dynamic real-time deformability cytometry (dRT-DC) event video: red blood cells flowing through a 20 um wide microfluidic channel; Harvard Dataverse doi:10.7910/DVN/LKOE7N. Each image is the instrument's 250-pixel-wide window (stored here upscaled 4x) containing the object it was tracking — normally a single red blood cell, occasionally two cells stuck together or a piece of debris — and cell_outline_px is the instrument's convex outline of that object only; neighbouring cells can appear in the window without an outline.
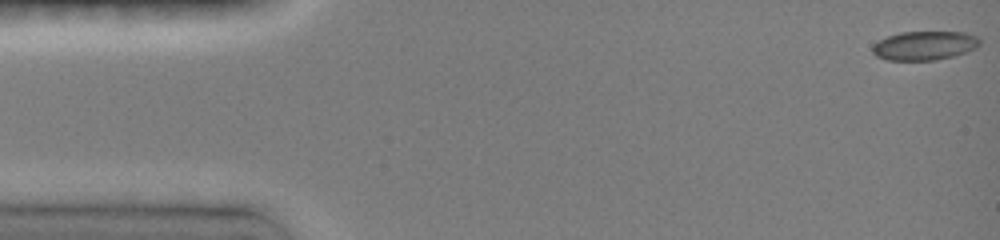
{"species": "common noctule bat (a hibernating species)", "species_latin": "Nyctalus noctula", "temperature_condition": "room temperature", "stored_images_in_passage": 50, "camera_frame_rate_fps": 3000, "um_per_image_px": 0.085, "animal": {"sex": "female", "body_mass_g": 19.0, "forearm_length_mm": 51.5}, "frame": {"image": 1, "passage_image": 1, "time_ms": 0.0, "image_size_px": [1000, 240], "cell_outline_px": [[980, 44], [976, 48], [968, 52], [936, 60], [888, 60], [876, 56], [872, 52], [872, 44], [888, 36], [900, 32], [964, 32], [976, 36], [980, 40]], "centroid_in_image_um": [78.58, 3.88], "position_along_channel_um": 6.4, "area_um2": 18.15}}
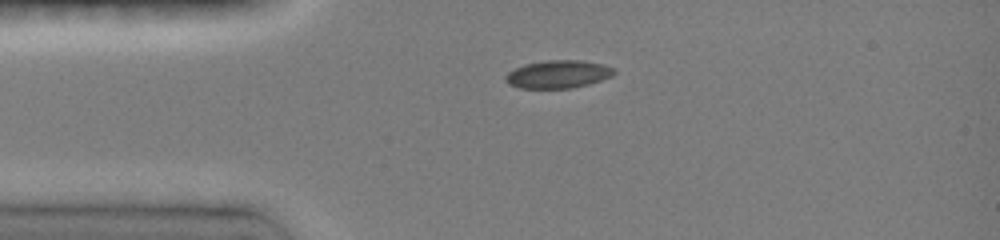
{"frame": {"image": 2, "passage_image": 22, "time_ms": 3.333, "image_size_px": [1000, 240], "cell_outline_px": [[616, 72], [612, 76], [588, 84], [572, 88], [520, 88], [508, 84], [504, 80], [504, 76], [508, 72], [524, 64], [548, 60], [580, 60], [604, 64], [616, 68]], "centroid_in_image_um": [47.44, 6.3], "position_along_channel_um": 37.6, "area_um2": 17.74}}
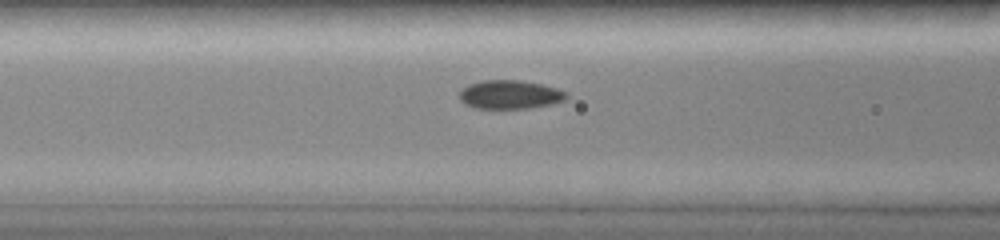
{"frame": {"image": 3, "passage_image": 39, "time_ms": 6.0, "image_size_px": [1000, 240], "cell_outline_px": [[568, 96], [564, 100], [552, 104], [528, 108], [476, 108], [464, 104], [460, 100], [460, 88], [468, 84], [480, 80], [520, 80], [540, 84], [556, 88], [564, 92]], "centroid_in_image_um": [43.29, 8.03], "position_along_channel_um": 123.3, "area_um2": 17.86}}